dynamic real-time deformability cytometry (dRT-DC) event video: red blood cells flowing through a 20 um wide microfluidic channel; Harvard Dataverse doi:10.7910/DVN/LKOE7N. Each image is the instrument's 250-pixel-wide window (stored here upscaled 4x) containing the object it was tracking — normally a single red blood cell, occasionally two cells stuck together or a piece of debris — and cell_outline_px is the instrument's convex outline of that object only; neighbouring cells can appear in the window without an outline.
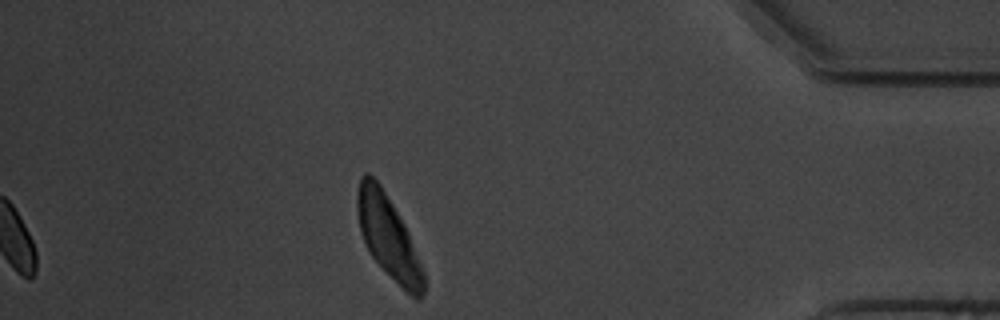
{"species": "common noctule bat (a hibernating species)", "species_latin": "Nyctalus noctula", "temperature_condition": "warm", "stored_images_in_passage": 11, "camera_frame_rate_fps": 3000, "um_per_image_px": 0.085, "animal": {"sex": "male", "body_mass_g": 19.5, "forearm_length_mm": 54.6}, "frame": {"image": 1, "passage_image": 11, "time_ms": 12.333, "image_size_px": [1000, 320], "cell_outline_px": [[424, 296], [416, 300], [372, 256], [360, 232], [356, 208], [356, 192], [360, 176], [364, 172], [368, 172], [380, 184], [404, 224], [408, 232], [424, 272]], "centroid_in_image_um": [32.97, 20.07], "position_along_channel_um": 402.2, "area_um2": 31.27}}